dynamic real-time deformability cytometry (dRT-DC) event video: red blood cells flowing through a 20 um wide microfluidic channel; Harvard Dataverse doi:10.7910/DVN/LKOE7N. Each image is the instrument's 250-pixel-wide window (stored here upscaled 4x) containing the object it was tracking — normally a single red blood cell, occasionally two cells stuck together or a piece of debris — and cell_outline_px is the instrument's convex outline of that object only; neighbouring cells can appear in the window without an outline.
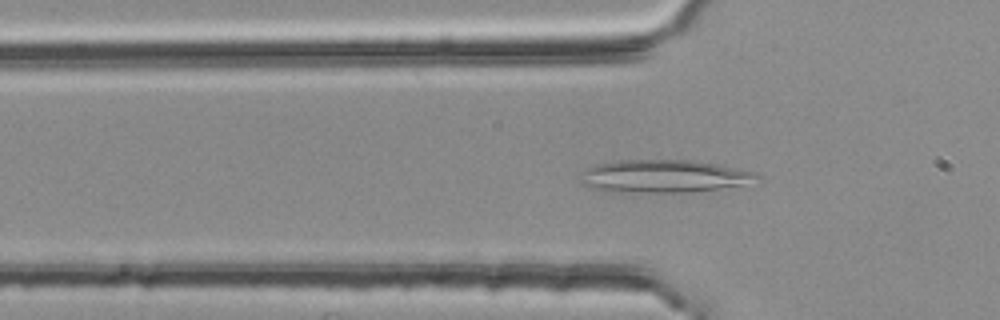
{"species": "common noctule bat (a hibernating species)", "species_latin": "Nyctalus noctula", "temperature_condition": "room temperature", "stored_images_in_passage": 45, "camera_frame_rate_fps": 3000, "um_per_image_px": 0.085, "animal": {"sex": "female", "body_mass_g": 25.1}, "frame": {"image": 1, "passage_image": 10, "time_ms": 3.0, "image_size_px": [1000, 320], "cell_outline_px": [[760, 176], [740, 184], [692, 192], [604, 192], [588, 188], [580, 184], [576, 180], [584, 168], [592, 164], [616, 160], [692, 160], [716, 164], [756, 172]], "centroid_in_image_um": [56.18, 14.97], "position_along_channel_um": 69.6, "area_um2": 33.99}}
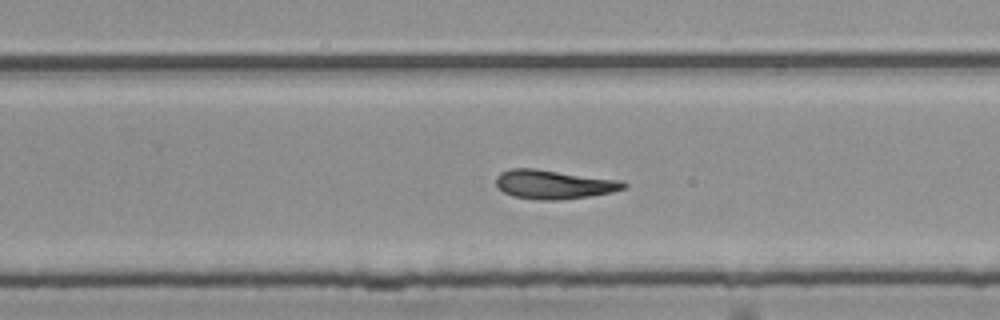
{"frame": {"image": 2, "passage_image": 27, "time_ms": 8.667, "image_size_px": [1000, 320], "cell_outline_px": [[628, 188], [612, 192], [588, 196], [560, 200], [540, 200], [512, 196], [504, 192], [496, 184], [496, 176], [500, 172], [512, 168], [536, 168], [624, 180], [628, 184]], "centroid_in_image_um": [47.13, 15.66], "position_along_channel_um": 282.7, "area_um2": 21.91}}
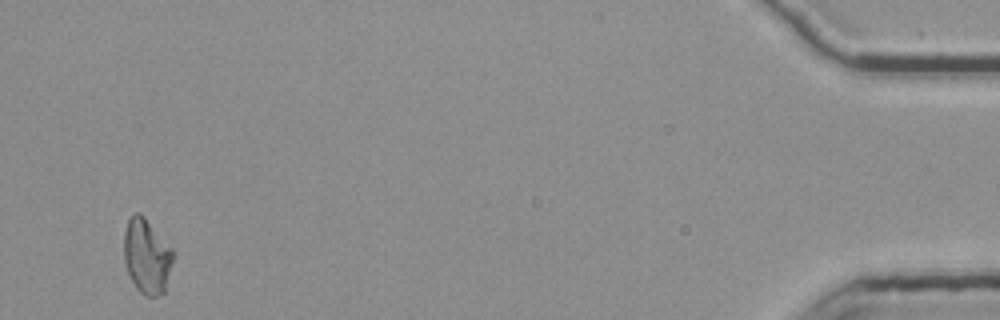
{"frame": {"image": 3, "passage_image": 45, "time_ms": 14.667, "image_size_px": [1000, 320], "cell_outline_px": [[176, 256], [164, 292], [156, 296], [144, 296], [136, 288], [124, 264], [124, 232], [128, 220], [132, 212], [140, 212], [144, 216], [176, 252]], "centroid_in_image_um": [12.5, 21.76], "position_along_channel_um": 422.7, "area_um2": 21.91}}